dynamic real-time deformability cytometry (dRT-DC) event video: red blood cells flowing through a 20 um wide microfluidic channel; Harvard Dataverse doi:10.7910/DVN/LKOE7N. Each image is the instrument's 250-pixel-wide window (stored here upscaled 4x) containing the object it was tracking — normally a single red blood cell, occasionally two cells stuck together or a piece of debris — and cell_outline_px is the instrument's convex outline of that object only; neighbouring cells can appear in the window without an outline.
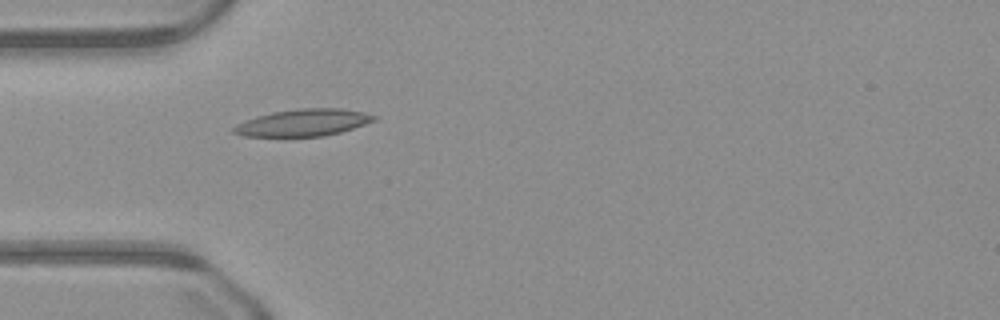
{"species": "common noctule bat (a hibernating species)", "species_latin": "Nyctalus noctula", "temperature_condition": "warm", "stored_images_in_passage": 36, "camera_frame_rate_fps": 3000, "um_per_image_px": 0.085, "animal": {"sex": "male", "body_mass_g": 23.1, "forearm_length_mm": 52.7}, "frame": {"image": 1, "passage_image": 1, "time_ms": 0.0, "image_size_px": [1000, 320], "cell_outline_px": [[376, 120], [340, 132], [324, 136], [244, 136], [232, 132], [232, 128], [236, 124], [256, 116], [272, 112], [300, 108], [344, 108], [364, 112], [376, 116]], "centroid_in_image_um": [25.77, 10.41], "position_along_channel_um": 59.2, "area_um2": 21.96}}
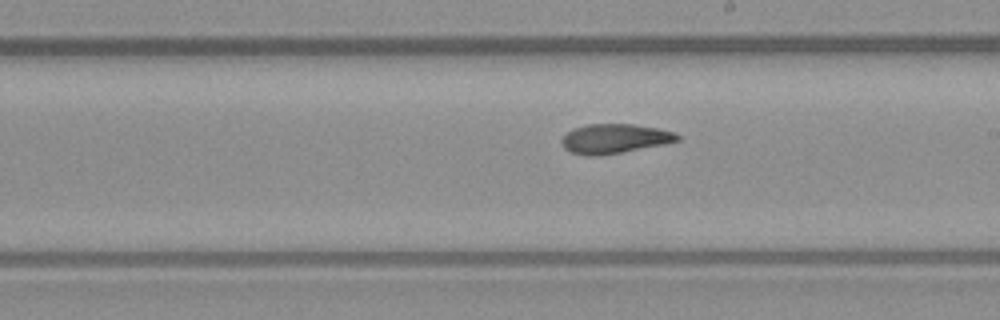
{"frame": {"image": 2, "passage_image": 14, "time_ms": 4.333, "image_size_px": [1000, 320], "cell_outline_px": [[680, 140], [664, 144], [600, 156], [584, 156], [572, 152], [564, 148], [560, 140], [572, 128], [588, 124], [632, 124], [660, 128], [676, 132], [680, 136]], "centroid_in_image_um": [52.25, 11.78], "position_along_channel_um": 236.8, "area_um2": 20.0}}
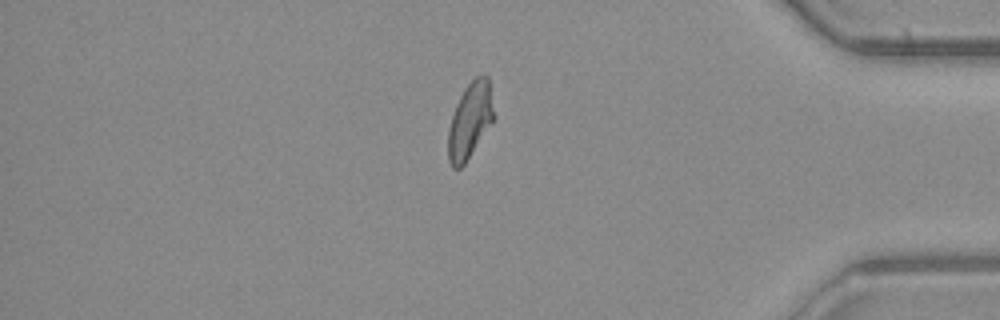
{"frame": {"image": 3, "passage_image": 28, "time_ms": 9.0, "image_size_px": [1000, 320], "cell_outline_px": [[492, 124], [464, 164], [460, 168], [452, 168], [448, 160], [448, 128], [456, 104], [464, 88], [476, 76], [484, 72], [488, 76], [492, 108]], "centroid_in_image_um": [39.92, 10.24], "position_along_channel_um": 395.3, "area_um2": 19.94}}